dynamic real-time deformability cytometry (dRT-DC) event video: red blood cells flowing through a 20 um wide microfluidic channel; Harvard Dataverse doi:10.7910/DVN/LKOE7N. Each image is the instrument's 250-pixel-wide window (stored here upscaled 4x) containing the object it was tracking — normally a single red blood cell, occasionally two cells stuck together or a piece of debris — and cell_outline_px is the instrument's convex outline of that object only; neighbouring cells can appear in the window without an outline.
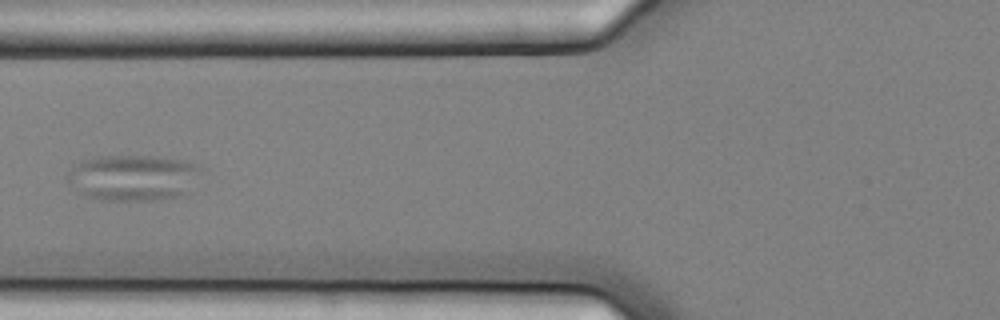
{"species": "common noctule bat (a hibernating species)", "species_latin": "Nyctalus noctula", "temperature_condition": "cold", "stored_images_in_passage": 8, "camera_frame_rate_fps": 3000, "um_per_image_px": 0.085, "animal": {"sex": "female", "body_mass_g": 25.1}, "frame": {"image": 1, "passage_image": 8, "time_ms": 2.333, "image_size_px": [1000, 320], "cell_outline_px": [[204, 168], [188, 192], [184, 196], [156, 200], [100, 200], [84, 196], [68, 180], [68, 172], [80, 160], [92, 156], [148, 156], [184, 160], [196, 164]], "centroid_in_image_um": [11.35, 15.1], "position_along_channel_um": 114.5, "area_um2": 36.07}}